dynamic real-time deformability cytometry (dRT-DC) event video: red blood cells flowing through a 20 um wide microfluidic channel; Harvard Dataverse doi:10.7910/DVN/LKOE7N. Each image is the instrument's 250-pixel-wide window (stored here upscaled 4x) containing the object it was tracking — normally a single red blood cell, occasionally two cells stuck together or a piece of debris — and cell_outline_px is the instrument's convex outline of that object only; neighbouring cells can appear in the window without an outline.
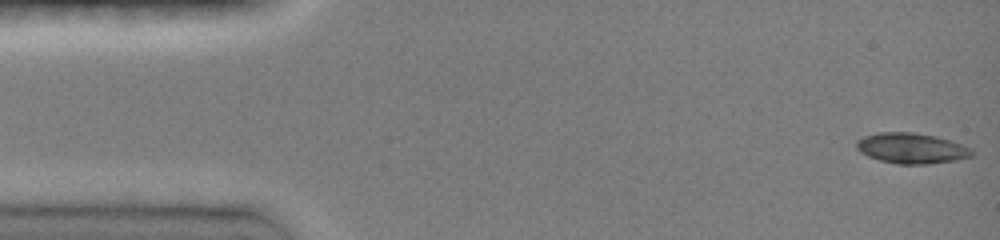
{"species": "common noctule bat (a hibernating species)", "species_latin": "Nyctalus noctula", "temperature_condition": "room temperature", "stored_images_in_passage": 6, "camera_frame_rate_fps": 3000, "um_per_image_px": 0.085, "animal": {"sex": "female", "body_mass_g": 19.0, "forearm_length_mm": 51.5}, "frame": {"image": 1, "passage_image": 1, "time_ms": 0.0, "image_size_px": [1000, 240], "cell_outline_px": [[972, 156], [956, 160], [928, 164], [896, 164], [880, 160], [868, 156], [860, 152], [856, 148], [856, 140], [864, 136], [880, 132], [916, 132], [936, 136], [972, 148]], "centroid_in_image_um": [77.45, 12.6], "position_along_channel_um": 7.5, "area_um2": 20.52}}